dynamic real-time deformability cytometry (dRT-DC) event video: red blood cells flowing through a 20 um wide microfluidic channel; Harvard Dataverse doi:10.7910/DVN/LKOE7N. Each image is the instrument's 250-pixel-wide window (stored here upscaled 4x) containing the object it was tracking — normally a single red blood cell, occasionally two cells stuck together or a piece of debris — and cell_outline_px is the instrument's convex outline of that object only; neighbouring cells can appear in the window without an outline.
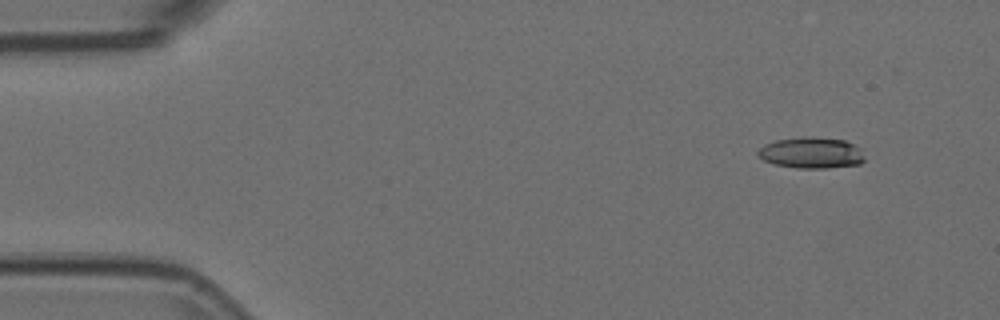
{"species": "Egyptian fruit bat (a non-hibernating species)", "species_latin": "Rousettus aegyptiacus", "temperature_condition": "room temperature", "stored_images_in_passage": 4, "camera_frame_rate_fps": 3000, "um_per_image_px": 0.085, "animal": {"sex": "female"}, "frame": {"image": 1, "passage_image": 1, "time_ms": 0.0, "image_size_px": [1000, 320], "cell_outline_px": [[864, 160], [860, 164], [828, 168], [800, 168], [772, 164], [756, 156], [756, 152], [764, 144], [776, 140], [808, 136], [812, 136], [844, 140], [864, 148]], "centroid_in_image_um": [68.99, 12.98], "position_along_channel_um": 16.0, "area_um2": 19.71}}